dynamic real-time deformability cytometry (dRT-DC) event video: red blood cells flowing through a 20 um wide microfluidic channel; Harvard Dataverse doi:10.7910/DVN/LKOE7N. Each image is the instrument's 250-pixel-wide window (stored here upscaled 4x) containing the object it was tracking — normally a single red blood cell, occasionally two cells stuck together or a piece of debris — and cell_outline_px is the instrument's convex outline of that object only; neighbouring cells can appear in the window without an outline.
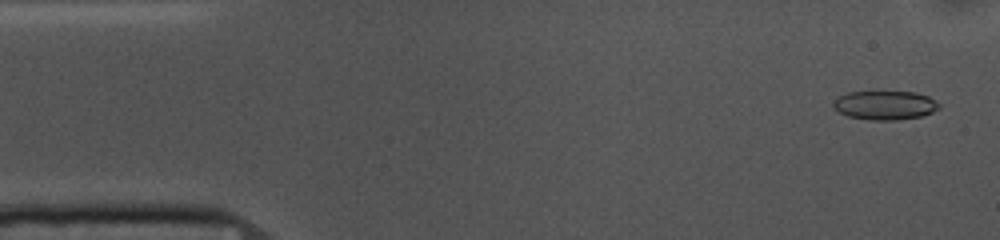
{"species": "common noctule bat (a hibernating species)", "species_latin": "Nyctalus noctula", "temperature_condition": "cold", "stored_images_in_passage": 53, "camera_frame_rate_fps": 3000, "um_per_image_px": 0.085, "animal": {"sex": "female", "body_mass_g": 10.0, "forearm_length_mm": 53.1}, "frame": {"image": 1, "passage_image": 2, "time_ms": 0.333, "image_size_px": [1000, 240], "cell_outline_px": [[940, 108], [932, 112], [920, 116], [896, 120], [868, 120], [848, 116], [832, 108], [832, 100], [848, 92], [912, 92], [928, 96], [936, 100], [940, 104]], "centroid_in_image_um": [75.2, 8.95], "position_along_channel_um": 9.8, "area_um2": 17.86}}
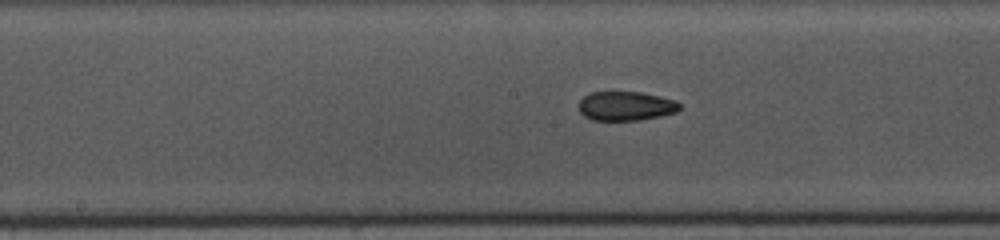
{"frame": {"image": 2, "passage_image": 25, "time_ms": 8.0, "image_size_px": [1000, 240], "cell_outline_px": [[680, 108], [676, 112], [660, 116], [640, 120], [592, 120], [584, 116], [580, 112], [580, 100], [588, 92], [640, 92], [660, 96], [676, 100], [680, 104]], "centroid_in_image_um": [53.2, 9.01], "position_along_channel_um": 195.0, "area_um2": 17.17}}
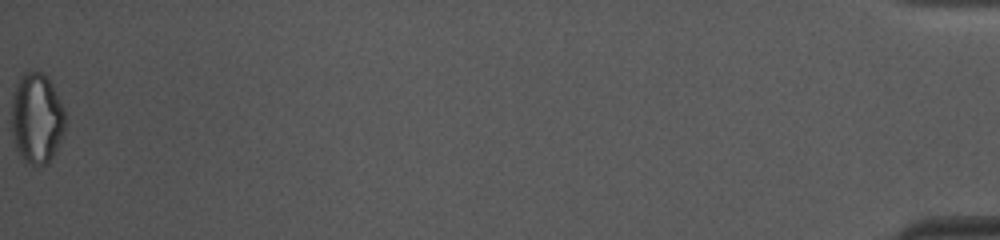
{"frame": {"image": 3, "passage_image": 53, "time_ms": 17.333, "image_size_px": [1000, 240], "cell_outline_px": [[64, 136], [48, 164], [32, 164], [24, 160], [20, 156], [16, 148], [12, 136], [12, 92], [20, 76], [24, 72], [40, 72], [52, 84], [64, 108]], "centroid_in_image_um": [3.11, 10.07], "position_along_channel_um": 432.1, "area_um2": 28.32}, "authors_computed_cell_mechanics": {"area_um2": 18.3226, "velocity_mm_per_s": 3.6919, "shape_relaxation_time_tau1_ms": 4.0403, "shape_relaxation_time_tau2_ms": 2.7586, "deformation_change_tau1": 0.1286, "deformation_change_tau2": 0.0935}}